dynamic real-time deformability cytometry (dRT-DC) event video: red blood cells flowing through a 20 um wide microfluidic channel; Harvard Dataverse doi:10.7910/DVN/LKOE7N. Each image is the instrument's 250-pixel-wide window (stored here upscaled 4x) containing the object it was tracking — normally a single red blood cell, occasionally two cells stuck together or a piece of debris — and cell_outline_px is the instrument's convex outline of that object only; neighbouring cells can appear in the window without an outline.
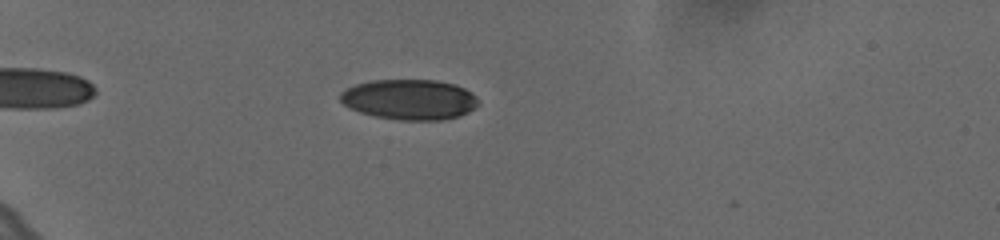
{"species": "human", "species_latin": "Homo sapiens", "temperature_condition": "cold", "stored_images_in_passage": 40, "camera_frame_rate_fps": 3000, "um_per_image_px": 0.085, "donor": {"sex": "female"}, "frame": {"image": 1, "passage_image": 11, "time_ms": 3.333, "image_size_px": [1000, 240], "cell_outline_px": [[480, 104], [476, 108], [460, 116], [440, 120], [400, 120], [376, 116], [360, 112], [348, 108], [340, 100], [340, 92], [356, 84], [372, 80], [436, 80], [456, 84], [472, 92], [476, 96]], "centroid_in_image_um": [34.84, 8.45], "position_along_channel_um": 50.2, "area_um2": 32.66}}
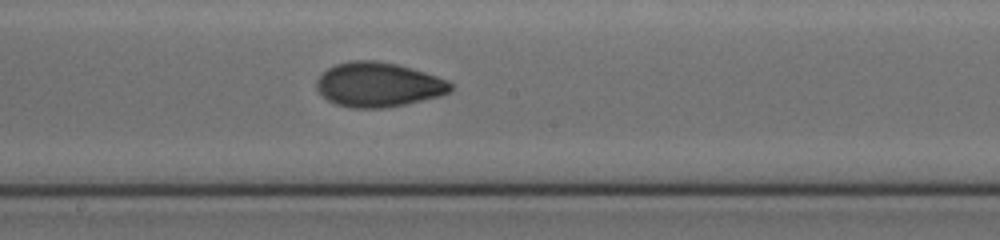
{"frame": {"image": 2, "passage_image": 28, "time_ms": 9.0, "image_size_px": [1000, 240], "cell_outline_px": [[452, 88], [448, 92], [440, 96], [404, 104], [380, 108], [352, 108], [336, 104], [328, 100], [316, 88], [316, 80], [328, 68], [336, 64], [348, 60], [376, 60], [396, 64], [412, 68], [448, 80], [452, 84]], "centroid_in_image_um": [32.15, 7.18], "position_along_channel_um": 216.1, "area_um2": 34.62}}
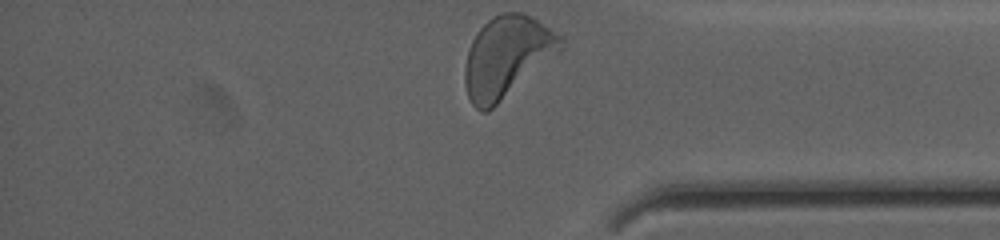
{"frame": {"image": 3, "passage_image": 40, "time_ms": 13.0, "image_size_px": [1000, 240], "cell_outline_px": [[564, 40], [560, 52], [488, 112], [480, 112], [472, 104], [468, 96], [464, 80], [464, 68], [468, 48], [476, 32], [492, 16], [500, 12], [524, 12], [560, 36]], "centroid_in_image_um": [43.05, 4.83], "position_along_channel_um": 392.2, "area_um2": 45.14}, "authors_computed_cell_mechanics": {"area_um2": 34.7667, "velocity_mm_per_s": 3.6536, "shape_relaxation_time_tau1_ms": 1.6896, "shape_relaxation_time_tau2_ms": 3.4324, "deformation_change_tau1": 0.0713, "deformation_change_tau2": 0.0899}}